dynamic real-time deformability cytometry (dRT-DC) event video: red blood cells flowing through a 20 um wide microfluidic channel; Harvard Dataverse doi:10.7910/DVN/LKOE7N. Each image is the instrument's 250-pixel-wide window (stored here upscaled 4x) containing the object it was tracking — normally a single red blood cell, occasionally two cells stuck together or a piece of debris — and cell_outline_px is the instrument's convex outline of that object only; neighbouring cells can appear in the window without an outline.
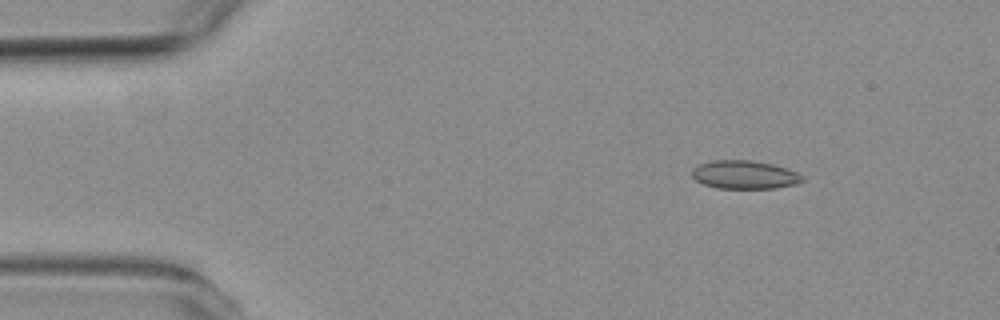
{"species": "common noctule bat (a hibernating species)", "species_latin": "Nyctalus noctula", "temperature_condition": "room temperature", "stored_images_in_passage": 7, "camera_frame_rate_fps": 3000, "um_per_image_px": 0.085, "animal": {"sex": "female", "body_mass_g": 19.3, "forearm_length_mm": 54.1}, "frame": {"image": 1, "passage_image": 1, "time_ms": 0.0, "image_size_px": [1000, 320], "cell_outline_px": [[804, 180], [796, 184], [776, 188], [716, 188], [704, 184], [696, 180], [692, 176], [692, 168], [700, 164], [712, 160], [748, 160], [772, 164], [796, 172], [804, 176]], "centroid_in_image_um": [63.27, 14.85], "position_along_channel_um": 21.7, "area_um2": 18.15}}
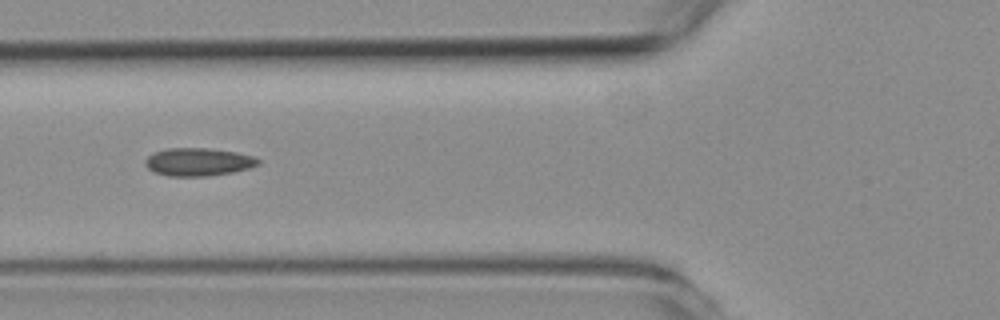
{"frame": {"image": 2, "passage_image": 5, "time_ms": 4.333, "image_size_px": [1000, 320], "cell_outline_px": [[260, 164], [248, 168], [232, 172], [208, 176], [168, 176], [156, 172], [148, 168], [144, 164], [144, 160], [152, 152], [164, 148], [208, 148], [236, 152], [252, 156], [260, 160]], "centroid_in_image_um": [16.82, 13.75], "position_along_channel_um": 109.0, "area_um2": 18.44}}
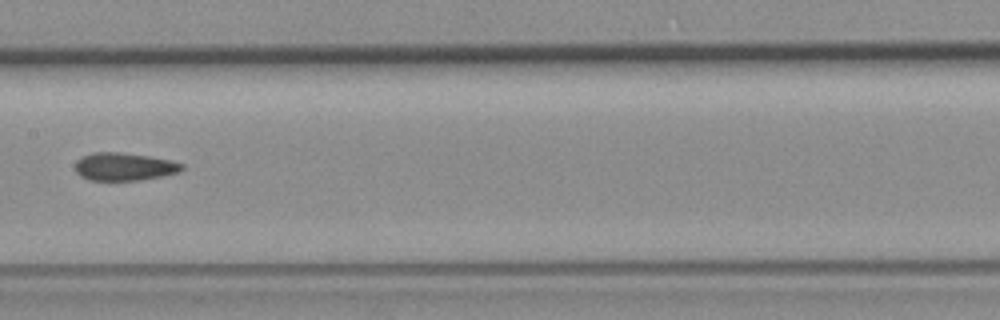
{"frame": {"image": 3, "passage_image": 7, "time_ms": 6.667, "image_size_px": [1000, 320], "cell_outline_px": [[184, 168], [180, 172], [140, 180], [88, 180], [80, 176], [76, 172], [76, 160], [92, 152], [120, 152], [148, 156], [172, 160], [184, 164]], "centroid_in_image_um": [10.57, 14.16], "position_along_channel_um": 196.8, "area_um2": 17.34}}